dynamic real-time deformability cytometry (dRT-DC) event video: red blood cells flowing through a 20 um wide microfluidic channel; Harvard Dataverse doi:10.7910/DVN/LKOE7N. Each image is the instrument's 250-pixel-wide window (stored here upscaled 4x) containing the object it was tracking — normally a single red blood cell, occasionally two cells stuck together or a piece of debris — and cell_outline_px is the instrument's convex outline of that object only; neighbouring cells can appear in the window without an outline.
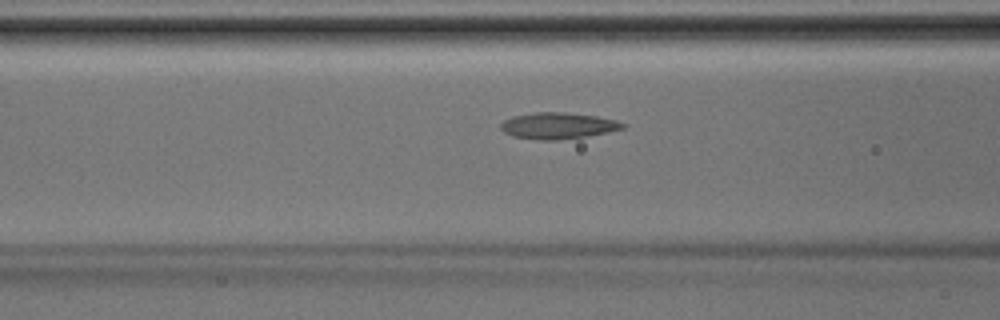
{"species": "Egyptian fruit bat (a non-hibernating species)", "species_latin": "Rousettus aegyptiacus", "temperature_condition": "room temperature", "stored_images_in_passage": 42, "camera_frame_rate_fps": 3000, "um_per_image_px": 0.085, "animal": {"sex": "male"}, "frame": {"image": 1, "passage_image": 17, "time_ms": 5.333, "image_size_px": [1000, 320], "cell_outline_px": [[628, 124], [624, 128], [608, 132], [588, 136], [560, 140], [540, 140], [512, 136], [504, 132], [500, 128], [500, 124], [504, 120], [512, 116], [536, 112], [564, 112], [596, 116], [616, 120]], "centroid_in_image_um": [47.43, 10.69], "position_along_channel_um": 119.2, "area_um2": 18.84}}
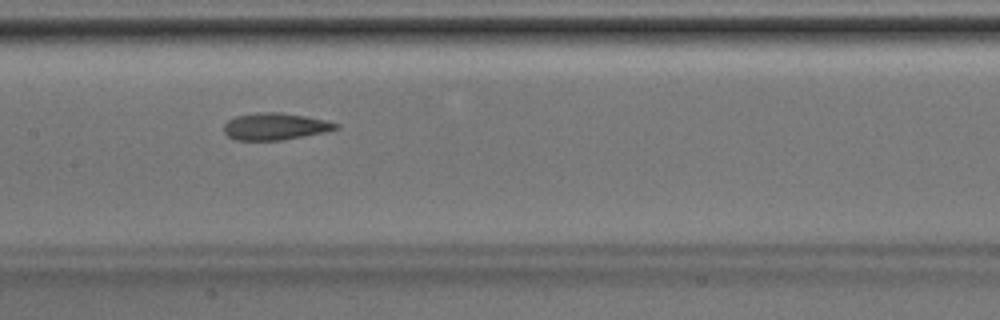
{"frame": {"image": 2, "passage_image": 21, "time_ms": 6.667, "image_size_px": [1000, 320], "cell_outline_px": [[340, 128], [324, 132], [284, 140], [236, 140], [228, 136], [224, 132], [224, 124], [228, 120], [236, 116], [256, 112], [280, 112], [304, 116], [324, 120], [340, 124]], "centroid_in_image_um": [23.38, 10.75], "position_along_channel_um": 184.0, "area_um2": 17.57}}
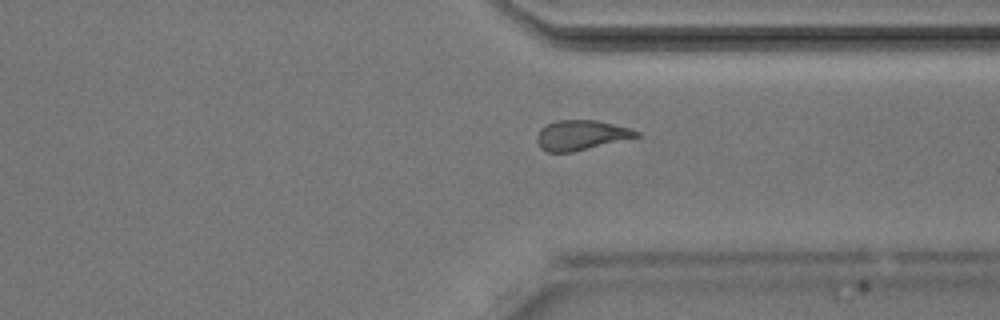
{"frame": {"image": 3, "passage_image": 32, "time_ms": 10.333, "image_size_px": [1000, 320], "cell_outline_px": [[640, 136], [572, 152], [548, 152], [540, 148], [536, 140], [536, 136], [540, 128], [556, 120], [596, 120], [628, 128], [640, 132]], "centroid_in_image_um": [49.34, 11.49], "position_along_channel_um": 362.1, "area_um2": 17.17}}